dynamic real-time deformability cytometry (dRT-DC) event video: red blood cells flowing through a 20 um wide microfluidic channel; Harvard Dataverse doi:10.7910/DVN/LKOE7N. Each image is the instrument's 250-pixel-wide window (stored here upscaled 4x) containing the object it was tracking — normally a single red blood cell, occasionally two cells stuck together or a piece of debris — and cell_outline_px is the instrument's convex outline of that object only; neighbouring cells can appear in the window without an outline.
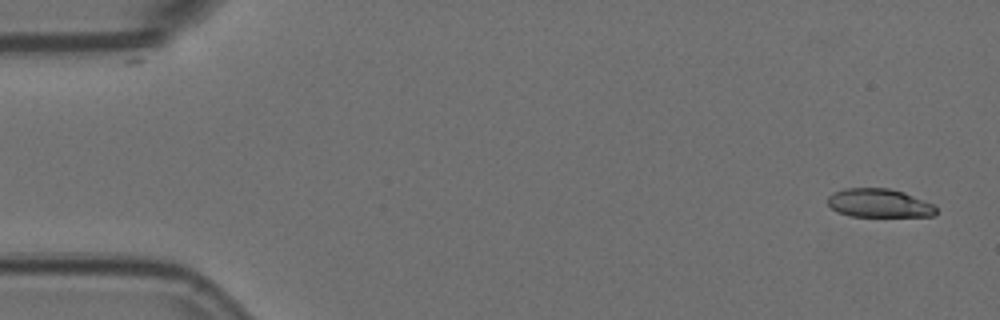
{"species": "Egyptian fruit bat (a non-hibernating species)", "species_latin": "Rousettus aegyptiacus", "temperature_condition": "room temperature", "stored_images_in_passage": 5, "camera_frame_rate_fps": 3000, "um_per_image_px": 0.085, "animal": {"sex": "female"}, "frame": {"image": 1, "passage_image": 1, "time_ms": 0.0, "image_size_px": [1000, 320], "cell_outline_px": [[936, 216], [852, 216], [836, 212], [828, 204], [828, 196], [832, 192], [844, 188], [888, 188], [904, 192], [932, 204], [936, 208]], "centroid_in_image_um": [74.69, 17.26], "position_along_channel_um": 10.3, "area_um2": 18.03}}
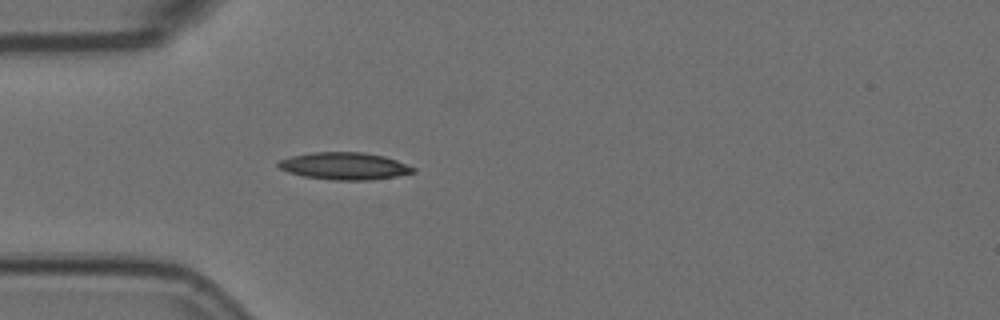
{"frame": {"image": 2, "passage_image": 5, "time_ms": 1.333, "image_size_px": [1000, 320], "cell_outline_px": [[416, 172], [396, 176], [368, 180], [332, 180], [304, 176], [288, 172], [280, 168], [276, 164], [280, 160], [292, 156], [312, 152], [360, 152], [384, 156], [396, 160], [416, 168]], "centroid_in_image_um": [29.28, 14.11], "position_along_channel_um": 55.7, "area_um2": 21.27}}